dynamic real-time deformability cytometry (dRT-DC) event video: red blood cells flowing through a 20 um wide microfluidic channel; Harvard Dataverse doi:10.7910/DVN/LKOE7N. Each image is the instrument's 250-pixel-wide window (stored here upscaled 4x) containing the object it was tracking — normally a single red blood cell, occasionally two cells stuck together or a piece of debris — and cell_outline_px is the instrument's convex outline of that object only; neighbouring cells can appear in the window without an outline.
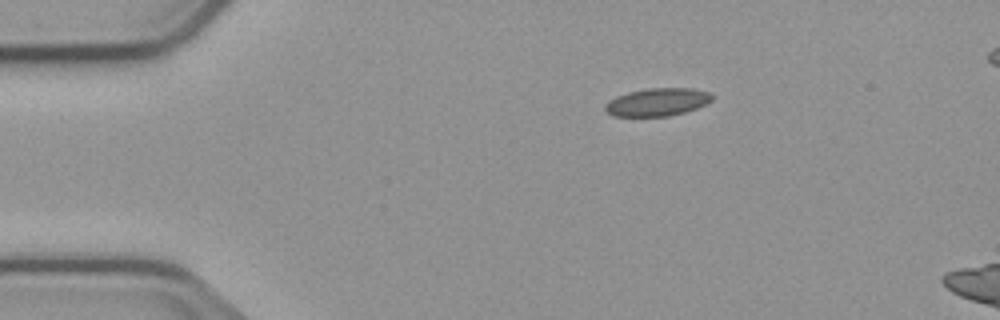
{"species": "common noctule bat (a hibernating species)", "species_latin": "Nyctalus noctula", "temperature_condition": "cold", "stored_images_in_passage": 7, "camera_frame_rate_fps": 3000, "um_per_image_px": 0.085, "animal": {"sex": "male", "body_mass_g": 23.1, "forearm_length_mm": 52.7}, "frame": {"image": 1, "passage_image": 1, "time_ms": 0.0, "image_size_px": [1000, 320], "cell_outline_px": [[712, 100], [696, 108], [684, 112], [668, 116], [612, 116], [604, 108], [604, 104], [608, 100], [616, 96], [628, 92], [648, 88], [692, 88], [708, 92], [712, 96]], "centroid_in_image_um": [55.83, 8.67], "position_along_channel_um": 29.2, "area_um2": 17.28}}